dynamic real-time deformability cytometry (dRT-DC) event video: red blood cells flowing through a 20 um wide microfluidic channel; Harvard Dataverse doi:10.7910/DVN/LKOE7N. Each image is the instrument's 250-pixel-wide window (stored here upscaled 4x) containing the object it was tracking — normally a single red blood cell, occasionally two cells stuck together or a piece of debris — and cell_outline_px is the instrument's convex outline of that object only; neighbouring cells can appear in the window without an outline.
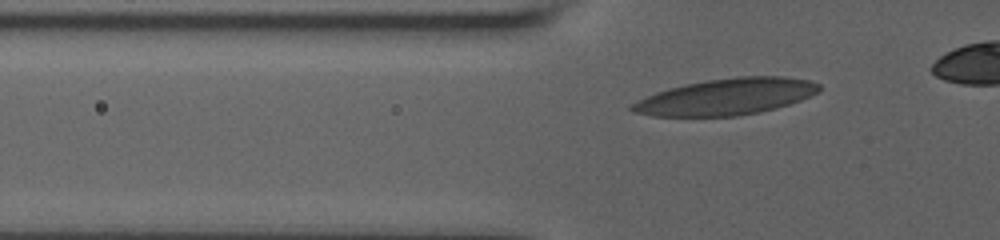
{"species": "human", "species_latin": "Homo sapiens", "temperature_condition": "room temperature", "stored_images_in_passage": 20, "segment_of_instrument_passage": [1, 2], "camera_frame_rate_fps": 3000, "um_per_image_px": 0.085, "donor": {"sex": "male"}, "frame": {"image": 1, "passage_image": 5, "time_ms": 1.333, "image_size_px": [1000, 240], "cell_outline_px": [[820, 92], [800, 100], [776, 108], [760, 112], [736, 116], [652, 116], [632, 112], [628, 108], [632, 104], [656, 92], [668, 88], [684, 84], [708, 80], [736, 76], [784, 76], [812, 80], [820, 84]], "centroid_in_image_um": [61.77, 8.21], "position_along_channel_um": 64.0, "area_um2": 39.77}}
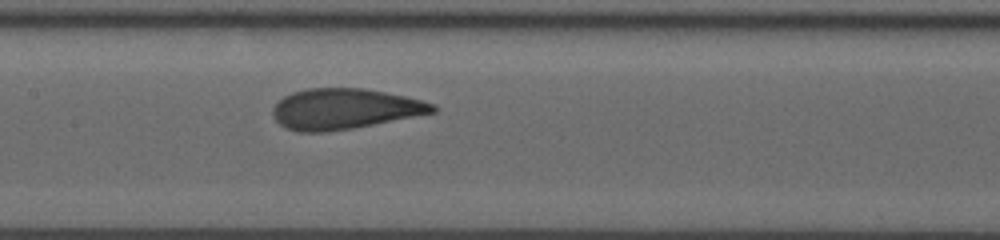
{"frame": {"image": 2, "passage_image": 13, "time_ms": 4.667, "image_size_px": [1000, 240], "cell_outline_px": [[436, 112], [352, 128], [324, 132], [300, 132], [288, 128], [280, 124], [272, 116], [272, 108], [284, 96], [292, 92], [308, 88], [364, 88], [404, 96], [436, 104]], "centroid_in_image_um": [29.26, 9.25], "position_along_channel_um": 178.1, "area_um2": 37.51}}
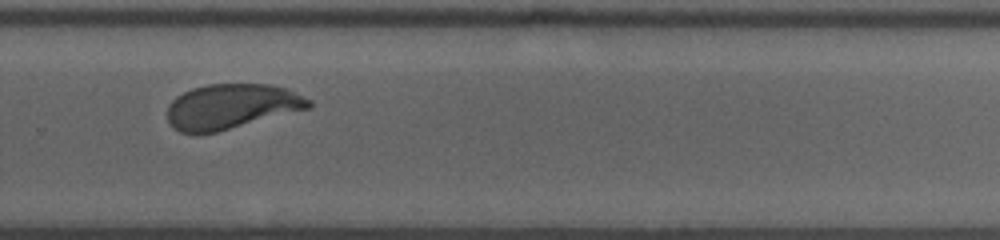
{"frame": {"image": 3, "passage_image": 18, "time_ms": 8.333, "image_size_px": [1000, 240], "cell_outline_px": [[312, 108], [216, 132], [180, 132], [168, 120], [168, 104], [176, 96], [192, 88], [208, 84], [268, 84], [284, 88], [312, 100]], "centroid_in_image_um": [19.7, 9.03], "position_along_channel_um": 310.1, "area_um2": 36.76}}